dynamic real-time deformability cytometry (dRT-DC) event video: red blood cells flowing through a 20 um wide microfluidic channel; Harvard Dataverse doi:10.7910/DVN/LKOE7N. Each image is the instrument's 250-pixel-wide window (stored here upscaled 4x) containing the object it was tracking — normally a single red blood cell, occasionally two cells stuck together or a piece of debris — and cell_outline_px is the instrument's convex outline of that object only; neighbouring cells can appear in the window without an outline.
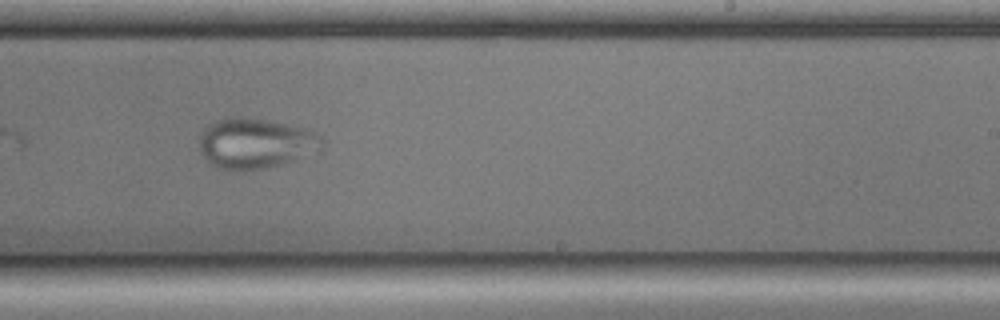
{"species": "common noctule bat (a hibernating species)", "species_latin": "Nyctalus noctula", "temperature_condition": "cold", "stored_images_in_passage": 32, "camera_frame_rate_fps": 3000, "um_per_image_px": 0.085, "animal": {"sex": "male", "body_mass_g": 17.9, "forearm_length_mm": 54.2}, "frame": {"image": 1, "passage_image": 19, "time_ms": 6.0, "image_size_px": [1000, 320], "cell_outline_px": [[324, 144], [320, 148], [292, 160], [268, 168], [244, 172], [236, 172], [216, 168], [200, 152], [200, 136], [208, 124], [216, 120], [264, 120], [308, 128], [316, 132], [324, 140]], "centroid_in_image_um": [21.71, 12.24], "position_along_channel_um": 267.3, "area_um2": 35.32}}